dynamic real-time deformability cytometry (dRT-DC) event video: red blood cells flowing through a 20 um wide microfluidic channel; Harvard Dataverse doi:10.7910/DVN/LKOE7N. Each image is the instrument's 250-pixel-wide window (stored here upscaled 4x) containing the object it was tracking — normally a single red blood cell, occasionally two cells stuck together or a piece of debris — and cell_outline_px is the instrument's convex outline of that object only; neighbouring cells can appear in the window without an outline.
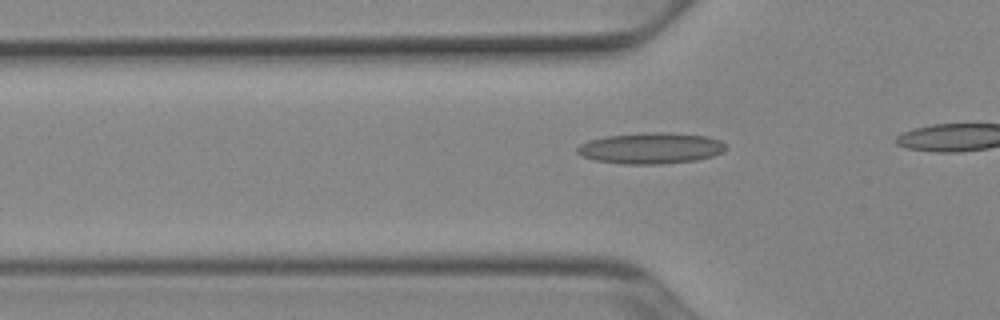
{"species": "Egyptian fruit bat (a non-hibernating species)", "species_latin": "Rousettus aegyptiacus", "temperature_condition": "cold", "stored_images_in_passage": 23, "camera_frame_rate_fps": 3000, "um_per_image_px": 0.085, "animal": {"sex": "female"}, "frame": {"image": 1, "passage_image": 14, "time_ms": 4.333, "image_size_px": [1000, 320], "cell_outline_px": [[728, 148], [724, 152], [712, 156], [696, 160], [664, 164], [624, 164], [592, 160], [576, 152], [576, 148], [580, 144], [588, 140], [608, 136], [648, 132], [668, 132], [708, 136], [720, 140], [728, 144]], "centroid_in_image_um": [55.37, 12.59], "position_along_channel_um": 70.4, "area_um2": 27.22}}